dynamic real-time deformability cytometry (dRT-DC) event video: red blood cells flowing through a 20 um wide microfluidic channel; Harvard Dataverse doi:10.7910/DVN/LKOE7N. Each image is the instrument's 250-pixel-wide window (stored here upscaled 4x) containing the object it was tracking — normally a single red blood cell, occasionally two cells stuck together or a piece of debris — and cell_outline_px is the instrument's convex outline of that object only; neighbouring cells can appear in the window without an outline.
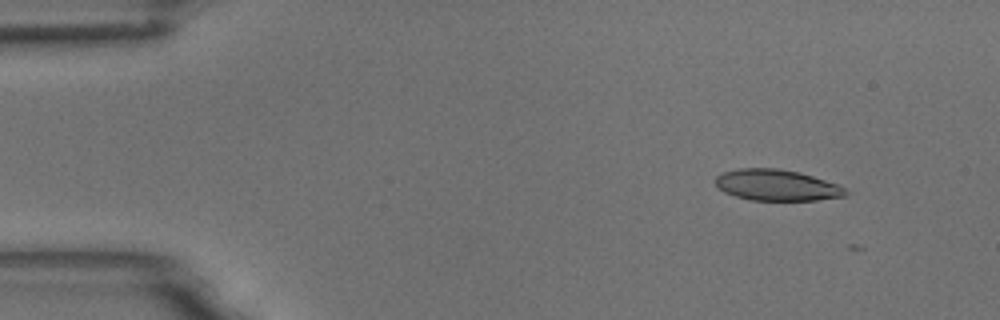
{"species": "common noctule bat (a hibernating species)", "species_latin": "Nyctalus noctula", "temperature_condition": "room temperature", "stored_images_in_passage": 4, "camera_frame_rate_fps": 3000, "um_per_image_px": 0.085, "animal": {"sex": "male", "body_mass_g": 18.8}, "frame": {"image": 1, "passage_image": 1, "time_ms": 0.0, "image_size_px": [1000, 320], "cell_outline_px": [[848, 196], [816, 200], [752, 200], [736, 196], [724, 192], [716, 184], [716, 176], [720, 172], [740, 168], [776, 168], [800, 172], [840, 184], [848, 192]], "centroid_in_image_um": [66.06, 15.73], "position_along_channel_um": 18.9, "area_um2": 23.76}}